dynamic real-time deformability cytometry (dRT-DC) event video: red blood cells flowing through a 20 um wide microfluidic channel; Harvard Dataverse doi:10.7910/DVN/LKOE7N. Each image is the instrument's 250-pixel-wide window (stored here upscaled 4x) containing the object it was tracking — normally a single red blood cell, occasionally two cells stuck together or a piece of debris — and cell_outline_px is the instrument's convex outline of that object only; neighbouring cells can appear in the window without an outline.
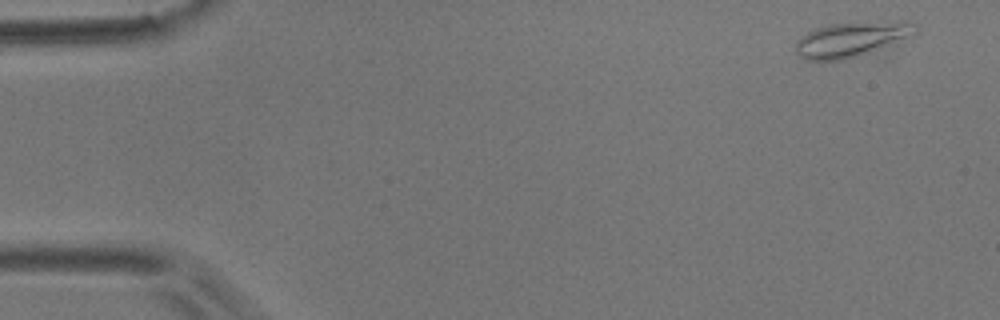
{"species": "common noctule bat (a hibernating species)", "species_latin": "Nyctalus noctula", "temperature_condition": "room temperature", "stored_images_in_passage": 5, "camera_frame_rate_fps": 3000, "um_per_image_px": 0.085, "animal": {"sex": "male", "body_mass_g": 17.9}, "frame": {"image": 1, "passage_image": 1, "time_ms": 0.0, "image_size_px": [1000, 320], "cell_outline_px": [[916, 32], [884, 60], [808, 60], [800, 56], [796, 52], [796, 40], [808, 32], [816, 28], [828, 24], [896, 20], [904, 20], [916, 24]], "centroid_in_image_um": [72.67, 3.45], "position_along_channel_um": 12.3, "area_um2": 27.51}}